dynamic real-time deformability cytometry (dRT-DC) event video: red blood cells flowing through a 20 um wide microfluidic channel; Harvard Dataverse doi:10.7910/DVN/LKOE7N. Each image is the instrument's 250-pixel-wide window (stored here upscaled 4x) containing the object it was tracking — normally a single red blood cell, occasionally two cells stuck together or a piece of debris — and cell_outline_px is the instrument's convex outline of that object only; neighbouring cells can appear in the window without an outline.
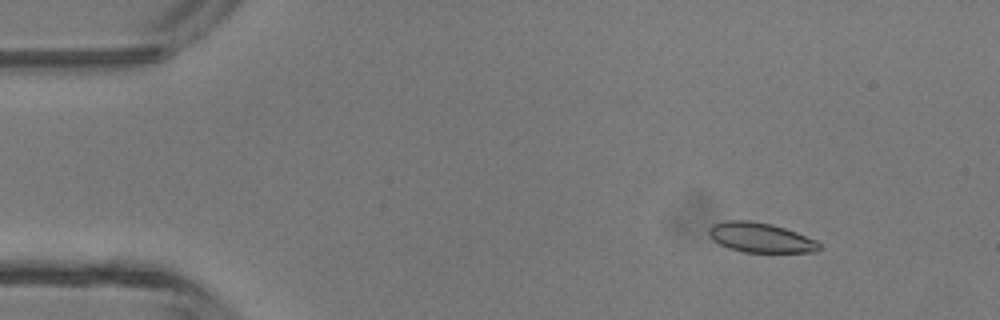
{"species": "common noctule bat (a hibernating species)", "species_latin": "Nyctalus noctula", "temperature_condition": "room temperature", "stored_images_in_passage": 5, "camera_frame_rate_fps": 3000, "um_per_image_px": 0.085, "animal": {"sex": "male", "body_mass_g": 13.3}, "frame": {"image": 1, "passage_image": 2, "time_ms": 0.333, "image_size_px": [1000, 320], "cell_outline_px": [[820, 248], [816, 252], [744, 252], [728, 248], [712, 240], [708, 236], [708, 228], [712, 224], [724, 220], [752, 220], [772, 224], [796, 232], [816, 240], [820, 244]], "centroid_in_image_um": [64.59, 20.18], "position_along_channel_um": 20.4, "area_um2": 19.31}}
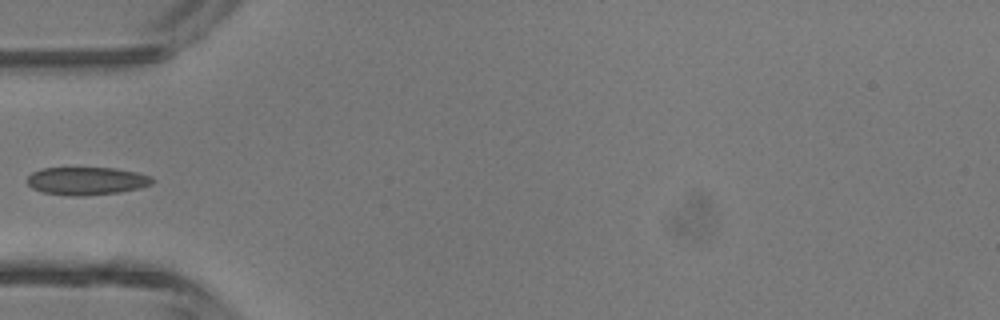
{"frame": {"image": 2, "passage_image": 4, "time_ms": 1.0, "image_size_px": [1000, 320], "cell_outline_px": [[156, 180], [152, 184], [140, 188], [120, 192], [84, 196], [72, 196], [44, 192], [32, 188], [24, 180], [32, 172], [44, 168], [116, 168], [136, 172], [152, 176]], "centroid_in_image_um": [7.39, 15.38], "position_along_channel_um": 77.6, "area_um2": 20.52}}